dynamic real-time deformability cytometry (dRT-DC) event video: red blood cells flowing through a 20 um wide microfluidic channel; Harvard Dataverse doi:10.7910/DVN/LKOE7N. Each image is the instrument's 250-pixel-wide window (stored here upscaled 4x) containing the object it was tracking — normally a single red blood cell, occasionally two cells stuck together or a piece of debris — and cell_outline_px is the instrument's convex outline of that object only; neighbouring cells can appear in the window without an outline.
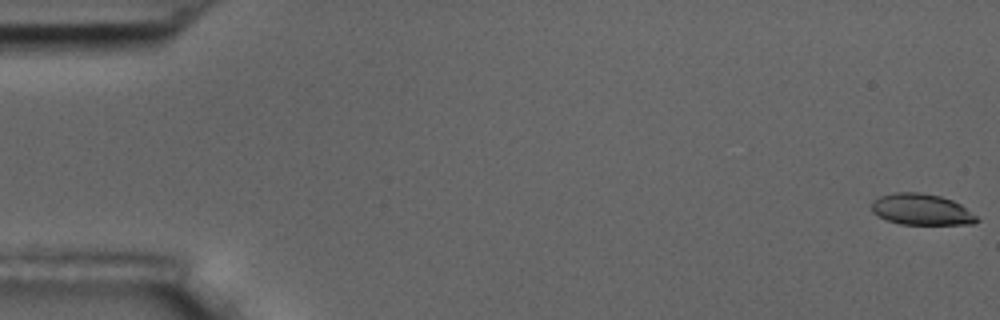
{"species": "common noctule bat (a hibernating species)", "species_latin": "Nyctalus noctula", "temperature_condition": "room temperature", "stored_images_in_passage": 57, "camera_frame_rate_fps": 3000, "um_per_image_px": 0.085, "animal": {"sex": "male", "body_mass_g": 17.5, "forearm_length_mm": 52.3}, "frame": {"image": 1, "passage_image": 1, "time_ms": 0.0, "image_size_px": [1000, 320], "cell_outline_px": [[980, 220], [972, 224], [900, 224], [876, 216], [872, 212], [872, 200], [880, 196], [892, 192], [920, 192], [940, 196], [952, 200], [960, 204], [976, 216]], "centroid_in_image_um": [78.28, 17.8], "position_along_channel_um": 6.7, "area_um2": 19.13}}
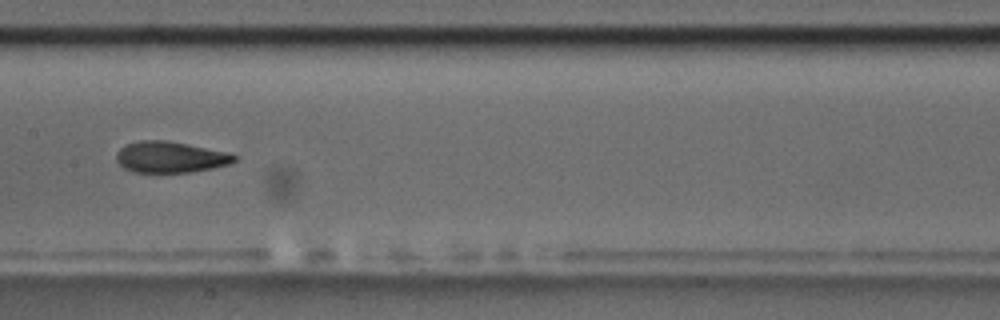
{"frame": {"image": 2, "passage_image": 29, "time_ms": 9.333, "image_size_px": [1000, 320], "cell_outline_px": [[236, 160], [228, 164], [212, 168], [188, 172], [132, 172], [124, 168], [116, 160], [116, 152], [120, 148], [128, 144], [140, 140], [168, 140], [188, 144], [224, 152], [236, 156]], "centroid_in_image_um": [14.42, 13.35], "position_along_channel_um": 193.0, "area_um2": 21.15}}
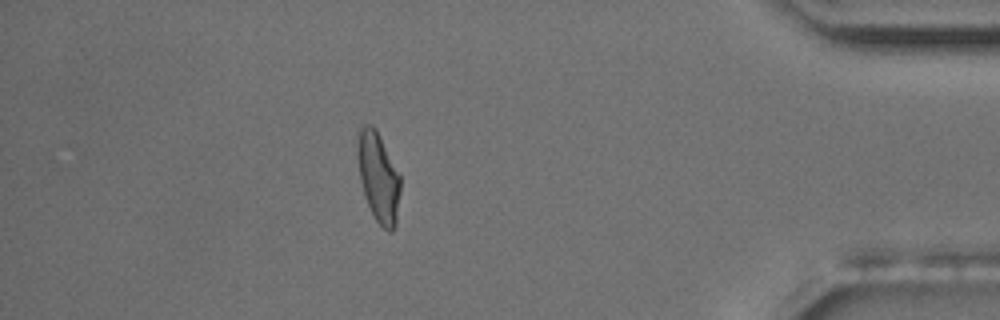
{"frame": {"image": 3, "passage_image": 50, "time_ms": 16.333, "image_size_px": [1000, 320], "cell_outline_px": [[400, 192], [396, 224], [392, 232], [388, 232], [376, 220], [368, 204], [360, 180], [356, 156], [356, 132], [360, 124], [372, 124], [376, 128], [400, 176]], "centroid_in_image_um": [32.12, 14.98], "position_along_channel_um": 403.1, "area_um2": 22.66}, "authors_computed_cell_mechanics": {"area_um2": 21.675, "velocity_mm_per_s": 3.6172, "shape_relaxation_time_tau1_ms": 5.9075, "shape_relaxation_time_tau2_ms": 2.3343, "deformation_change_tau1": 0.1777, "deformation_change_tau2": 0.0931}}